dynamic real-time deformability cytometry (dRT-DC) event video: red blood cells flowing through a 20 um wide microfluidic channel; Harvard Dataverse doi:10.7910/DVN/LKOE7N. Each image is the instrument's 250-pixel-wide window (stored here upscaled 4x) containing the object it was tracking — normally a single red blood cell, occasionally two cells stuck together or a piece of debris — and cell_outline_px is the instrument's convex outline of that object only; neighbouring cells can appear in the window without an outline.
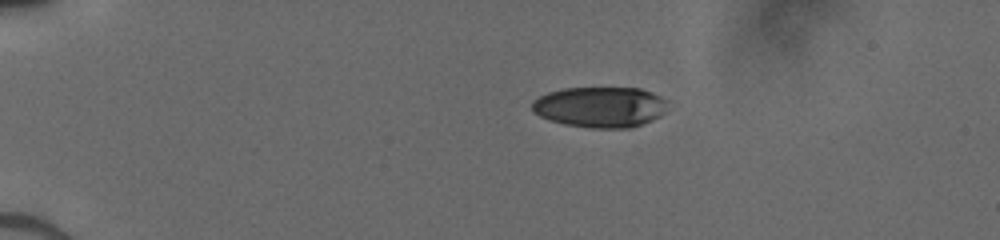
{"species": "human", "species_latin": "Homo sapiens", "temperature_condition": "cold", "stored_images_in_passage": 41, "camera_frame_rate_fps": 3000, "um_per_image_px": 0.085, "donor": {"sex": "male"}, "frame": {"image": 1, "passage_image": 1, "time_ms": 0.0, "image_size_px": [1000, 240], "cell_outline_px": [[668, 100], [664, 112], [660, 116], [652, 120], [632, 128], [592, 128], [564, 124], [548, 120], [532, 112], [532, 100], [548, 92], [564, 88], [640, 88], [652, 92]], "centroid_in_image_um": [51.01, 9.1], "position_along_channel_um": 34.0, "area_um2": 32.37}}
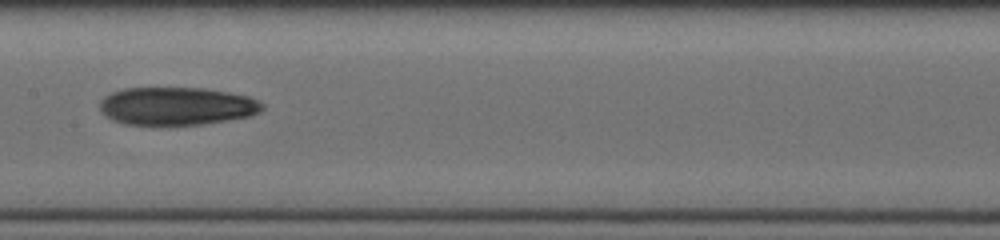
{"frame": {"image": 2, "passage_image": 18, "time_ms": 5.667, "image_size_px": [1000, 240], "cell_outline_px": [[264, 108], [260, 112], [248, 116], [200, 124], [124, 124], [112, 120], [100, 112], [100, 100], [104, 96], [112, 92], [124, 88], [204, 88], [228, 92], [248, 96], [264, 104]], "centroid_in_image_um": [14.98, 9.0], "position_along_channel_um": 192.4, "area_um2": 35.72}}
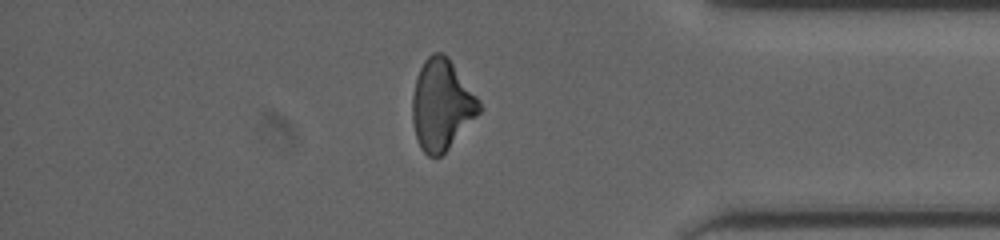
{"frame": {"image": 3, "passage_image": 34, "time_ms": 11.0, "image_size_px": [1000, 240], "cell_outline_px": [[484, 108], [448, 148], [440, 156], [428, 156], [420, 148], [416, 136], [412, 120], [412, 96], [416, 76], [424, 60], [432, 52], [444, 52], [448, 56], [480, 100]], "centroid_in_image_um": [37.54, 8.87], "position_along_channel_um": 397.7, "area_um2": 35.43}}